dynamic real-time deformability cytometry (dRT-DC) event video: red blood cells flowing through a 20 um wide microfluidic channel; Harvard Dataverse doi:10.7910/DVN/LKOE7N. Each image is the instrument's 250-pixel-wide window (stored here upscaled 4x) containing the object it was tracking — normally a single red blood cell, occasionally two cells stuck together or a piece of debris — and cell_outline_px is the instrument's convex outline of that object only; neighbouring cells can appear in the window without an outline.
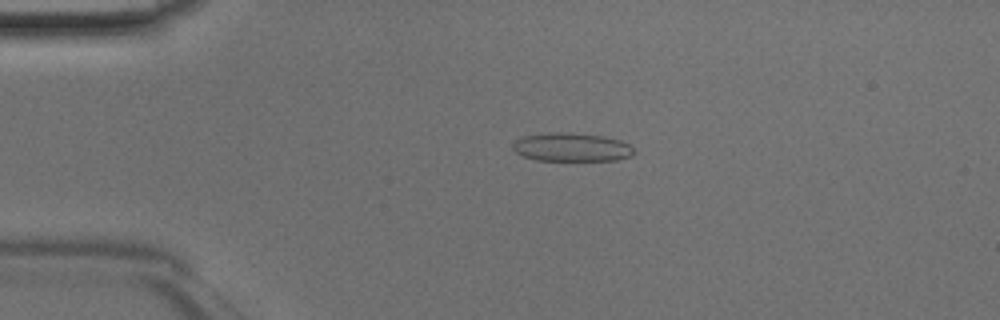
{"species": "Egyptian fruit bat (a non-hibernating species)", "species_latin": "Rousettus aegyptiacus", "temperature_condition": "room temperature", "stored_images_in_passage": 42, "camera_frame_rate_fps": 3000, "um_per_image_px": 0.085, "animal": {"sex": "male"}, "frame": {"image": 1, "passage_image": 6, "time_ms": 1.667, "image_size_px": [1000, 320], "cell_outline_px": [[636, 152], [632, 156], [616, 160], [536, 160], [524, 156], [516, 152], [512, 148], [512, 144], [516, 140], [524, 136], [548, 132], [564, 132], [604, 136], [620, 140], [628, 144]], "centroid_in_image_um": [48.59, 12.51], "position_along_channel_um": 36.4, "area_um2": 20.11}}
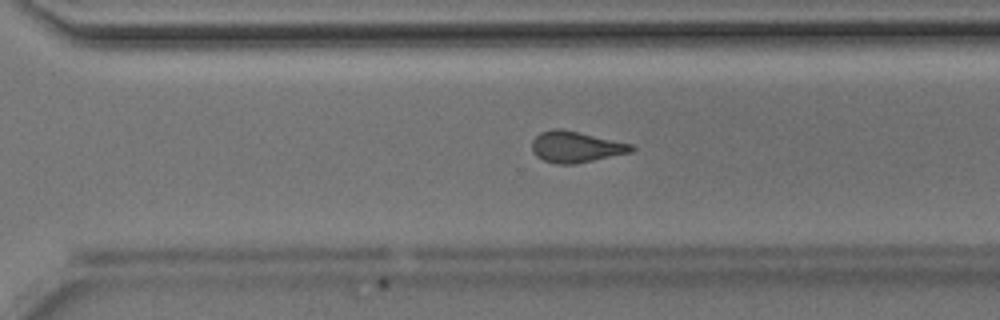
{"frame": {"image": 2, "passage_image": 28, "time_ms": 9.0, "image_size_px": [1000, 320], "cell_outline_px": [[636, 148], [632, 152], [576, 164], [556, 164], [544, 160], [536, 156], [532, 152], [532, 140], [540, 132], [552, 128], [560, 128], [632, 144]], "centroid_in_image_um": [48.93, 12.49], "position_along_channel_um": 321.7, "area_um2": 18.09}}
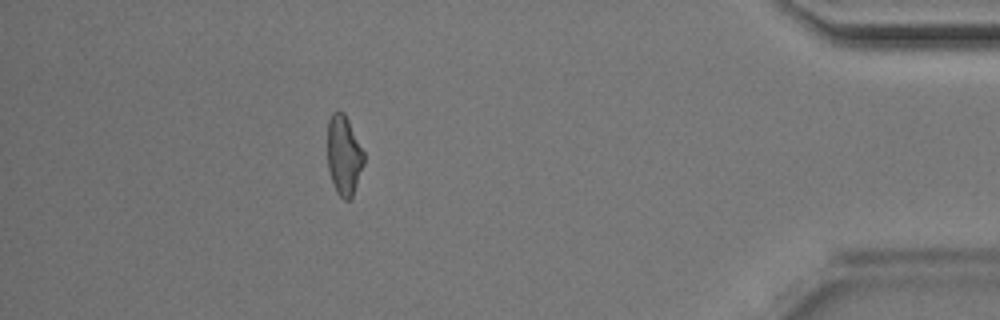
{"frame": {"image": 3, "passage_image": 37, "time_ms": 12.0, "image_size_px": [1000, 320], "cell_outline_px": [[364, 164], [352, 196], [348, 200], [344, 200], [336, 192], [328, 168], [328, 120], [332, 112], [336, 108], [344, 112], [364, 152]], "centroid_in_image_um": [29.22, 13.16], "position_along_channel_um": 406.0, "area_um2": 16.88}}